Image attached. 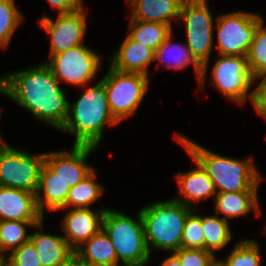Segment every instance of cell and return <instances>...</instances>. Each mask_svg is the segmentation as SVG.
Returning a JSON list of instances; mask_svg holds the SVG:
<instances>
[{
  "instance_id": "obj_1",
  "label": "cell",
  "mask_w": 266,
  "mask_h": 266,
  "mask_svg": "<svg viewBox=\"0 0 266 266\" xmlns=\"http://www.w3.org/2000/svg\"><path fill=\"white\" fill-rule=\"evenodd\" d=\"M58 82L44 63L0 78V93L60 130L68 115L69 102Z\"/></svg>"
},
{
  "instance_id": "obj_2",
  "label": "cell",
  "mask_w": 266,
  "mask_h": 266,
  "mask_svg": "<svg viewBox=\"0 0 266 266\" xmlns=\"http://www.w3.org/2000/svg\"><path fill=\"white\" fill-rule=\"evenodd\" d=\"M176 140L208 174L217 193L257 192V186L262 179L252 159L240 161L221 156L179 134H176Z\"/></svg>"
},
{
  "instance_id": "obj_3",
  "label": "cell",
  "mask_w": 266,
  "mask_h": 266,
  "mask_svg": "<svg viewBox=\"0 0 266 266\" xmlns=\"http://www.w3.org/2000/svg\"><path fill=\"white\" fill-rule=\"evenodd\" d=\"M106 122L119 123L110 112L105 85L99 81L83 92L72 106L68 104V115L60 131L75 134L74 145L97 147Z\"/></svg>"
},
{
  "instance_id": "obj_4",
  "label": "cell",
  "mask_w": 266,
  "mask_h": 266,
  "mask_svg": "<svg viewBox=\"0 0 266 266\" xmlns=\"http://www.w3.org/2000/svg\"><path fill=\"white\" fill-rule=\"evenodd\" d=\"M191 208L194 207L172 199L157 201L140 210L149 252L151 246L172 252L181 248L184 225Z\"/></svg>"
},
{
  "instance_id": "obj_5",
  "label": "cell",
  "mask_w": 266,
  "mask_h": 266,
  "mask_svg": "<svg viewBox=\"0 0 266 266\" xmlns=\"http://www.w3.org/2000/svg\"><path fill=\"white\" fill-rule=\"evenodd\" d=\"M137 220L112 209H106L103 216L102 229L115 248L118 262L124 266H143L150 260L140 211Z\"/></svg>"
},
{
  "instance_id": "obj_6",
  "label": "cell",
  "mask_w": 266,
  "mask_h": 266,
  "mask_svg": "<svg viewBox=\"0 0 266 266\" xmlns=\"http://www.w3.org/2000/svg\"><path fill=\"white\" fill-rule=\"evenodd\" d=\"M101 81L105 85L110 112L118 122L135 113L149 84L146 75L121 72L111 66Z\"/></svg>"
},
{
  "instance_id": "obj_7",
  "label": "cell",
  "mask_w": 266,
  "mask_h": 266,
  "mask_svg": "<svg viewBox=\"0 0 266 266\" xmlns=\"http://www.w3.org/2000/svg\"><path fill=\"white\" fill-rule=\"evenodd\" d=\"M186 23L187 47L202 66L199 84L205 83L209 54L213 46V19L206 0H184L180 18Z\"/></svg>"
},
{
  "instance_id": "obj_8",
  "label": "cell",
  "mask_w": 266,
  "mask_h": 266,
  "mask_svg": "<svg viewBox=\"0 0 266 266\" xmlns=\"http://www.w3.org/2000/svg\"><path fill=\"white\" fill-rule=\"evenodd\" d=\"M45 153L37 156L7 146L0 153V186L37 192Z\"/></svg>"
},
{
  "instance_id": "obj_9",
  "label": "cell",
  "mask_w": 266,
  "mask_h": 266,
  "mask_svg": "<svg viewBox=\"0 0 266 266\" xmlns=\"http://www.w3.org/2000/svg\"><path fill=\"white\" fill-rule=\"evenodd\" d=\"M261 19L259 15L248 12H233L218 16L219 54L247 56Z\"/></svg>"
},
{
  "instance_id": "obj_10",
  "label": "cell",
  "mask_w": 266,
  "mask_h": 266,
  "mask_svg": "<svg viewBox=\"0 0 266 266\" xmlns=\"http://www.w3.org/2000/svg\"><path fill=\"white\" fill-rule=\"evenodd\" d=\"M45 63L59 82L84 85L97 74L100 56L83 44L50 56ZM61 79V80H60Z\"/></svg>"
},
{
  "instance_id": "obj_11",
  "label": "cell",
  "mask_w": 266,
  "mask_h": 266,
  "mask_svg": "<svg viewBox=\"0 0 266 266\" xmlns=\"http://www.w3.org/2000/svg\"><path fill=\"white\" fill-rule=\"evenodd\" d=\"M212 83L230 100L244 103L249 97L251 101L252 93L248 94V90L253 85V76L247 56L220 55L213 66Z\"/></svg>"
},
{
  "instance_id": "obj_12",
  "label": "cell",
  "mask_w": 266,
  "mask_h": 266,
  "mask_svg": "<svg viewBox=\"0 0 266 266\" xmlns=\"http://www.w3.org/2000/svg\"><path fill=\"white\" fill-rule=\"evenodd\" d=\"M83 11L82 8L75 12L58 14L55 22L48 16H42L40 25L51 36L50 56L83 44L86 29Z\"/></svg>"
},
{
  "instance_id": "obj_13",
  "label": "cell",
  "mask_w": 266,
  "mask_h": 266,
  "mask_svg": "<svg viewBox=\"0 0 266 266\" xmlns=\"http://www.w3.org/2000/svg\"><path fill=\"white\" fill-rule=\"evenodd\" d=\"M96 147L74 145L70 152L45 153V165L70 188L74 187L94 169L87 164L86 158Z\"/></svg>"
},
{
  "instance_id": "obj_14",
  "label": "cell",
  "mask_w": 266,
  "mask_h": 266,
  "mask_svg": "<svg viewBox=\"0 0 266 266\" xmlns=\"http://www.w3.org/2000/svg\"><path fill=\"white\" fill-rule=\"evenodd\" d=\"M43 215L36 204V194L0 186V221L41 222Z\"/></svg>"
},
{
  "instance_id": "obj_15",
  "label": "cell",
  "mask_w": 266,
  "mask_h": 266,
  "mask_svg": "<svg viewBox=\"0 0 266 266\" xmlns=\"http://www.w3.org/2000/svg\"><path fill=\"white\" fill-rule=\"evenodd\" d=\"M105 210L102 208L94 213L89 208H72L67 212L62 232L65 231L64 238L74 251L102 229Z\"/></svg>"
},
{
  "instance_id": "obj_16",
  "label": "cell",
  "mask_w": 266,
  "mask_h": 266,
  "mask_svg": "<svg viewBox=\"0 0 266 266\" xmlns=\"http://www.w3.org/2000/svg\"><path fill=\"white\" fill-rule=\"evenodd\" d=\"M151 61H155V52L128 35L115 52L110 66L121 72L148 76L147 69Z\"/></svg>"
},
{
  "instance_id": "obj_17",
  "label": "cell",
  "mask_w": 266,
  "mask_h": 266,
  "mask_svg": "<svg viewBox=\"0 0 266 266\" xmlns=\"http://www.w3.org/2000/svg\"><path fill=\"white\" fill-rule=\"evenodd\" d=\"M134 7L131 19L160 22L171 26V19L180 18L184 0H128Z\"/></svg>"
},
{
  "instance_id": "obj_18",
  "label": "cell",
  "mask_w": 266,
  "mask_h": 266,
  "mask_svg": "<svg viewBox=\"0 0 266 266\" xmlns=\"http://www.w3.org/2000/svg\"><path fill=\"white\" fill-rule=\"evenodd\" d=\"M44 192V198L40 195ZM69 185L60 180L45 164L42 166L40 173L39 186L36 192V204L39 212L43 215L44 206L49 211L62 209L66 203Z\"/></svg>"
},
{
  "instance_id": "obj_19",
  "label": "cell",
  "mask_w": 266,
  "mask_h": 266,
  "mask_svg": "<svg viewBox=\"0 0 266 266\" xmlns=\"http://www.w3.org/2000/svg\"><path fill=\"white\" fill-rule=\"evenodd\" d=\"M30 240L35 245L41 266H63L74 253L64 237L34 232Z\"/></svg>"
},
{
  "instance_id": "obj_20",
  "label": "cell",
  "mask_w": 266,
  "mask_h": 266,
  "mask_svg": "<svg viewBox=\"0 0 266 266\" xmlns=\"http://www.w3.org/2000/svg\"><path fill=\"white\" fill-rule=\"evenodd\" d=\"M197 168L188 173H178L177 183L179 185L180 194L186 198V201L181 198L175 199L186 206H190L188 201H200L215 196L217 193L214 183L203 168L197 164Z\"/></svg>"
},
{
  "instance_id": "obj_21",
  "label": "cell",
  "mask_w": 266,
  "mask_h": 266,
  "mask_svg": "<svg viewBox=\"0 0 266 266\" xmlns=\"http://www.w3.org/2000/svg\"><path fill=\"white\" fill-rule=\"evenodd\" d=\"M83 244L74 252L92 266H119L115 248L103 229Z\"/></svg>"
},
{
  "instance_id": "obj_22",
  "label": "cell",
  "mask_w": 266,
  "mask_h": 266,
  "mask_svg": "<svg viewBox=\"0 0 266 266\" xmlns=\"http://www.w3.org/2000/svg\"><path fill=\"white\" fill-rule=\"evenodd\" d=\"M215 196L216 213L225 214L222 217L225 220H228V217L245 215L252 208L260 215L257 192H218Z\"/></svg>"
},
{
  "instance_id": "obj_23",
  "label": "cell",
  "mask_w": 266,
  "mask_h": 266,
  "mask_svg": "<svg viewBox=\"0 0 266 266\" xmlns=\"http://www.w3.org/2000/svg\"><path fill=\"white\" fill-rule=\"evenodd\" d=\"M129 36L154 52L171 34V26L160 22L134 20L130 18Z\"/></svg>"
},
{
  "instance_id": "obj_24",
  "label": "cell",
  "mask_w": 266,
  "mask_h": 266,
  "mask_svg": "<svg viewBox=\"0 0 266 266\" xmlns=\"http://www.w3.org/2000/svg\"><path fill=\"white\" fill-rule=\"evenodd\" d=\"M204 234V250L213 253L220 250L232 239L228 220L218 216L201 217Z\"/></svg>"
},
{
  "instance_id": "obj_25",
  "label": "cell",
  "mask_w": 266,
  "mask_h": 266,
  "mask_svg": "<svg viewBox=\"0 0 266 266\" xmlns=\"http://www.w3.org/2000/svg\"><path fill=\"white\" fill-rule=\"evenodd\" d=\"M41 222L25 221H0V260L5 258L4 251H14L30 240V234L26 235V225L42 228Z\"/></svg>"
},
{
  "instance_id": "obj_26",
  "label": "cell",
  "mask_w": 266,
  "mask_h": 266,
  "mask_svg": "<svg viewBox=\"0 0 266 266\" xmlns=\"http://www.w3.org/2000/svg\"><path fill=\"white\" fill-rule=\"evenodd\" d=\"M96 175L94 170L82 181L70 188L66 203L62 208L74 206L75 209L89 208L102 194L103 187L95 181Z\"/></svg>"
},
{
  "instance_id": "obj_27",
  "label": "cell",
  "mask_w": 266,
  "mask_h": 266,
  "mask_svg": "<svg viewBox=\"0 0 266 266\" xmlns=\"http://www.w3.org/2000/svg\"><path fill=\"white\" fill-rule=\"evenodd\" d=\"M171 38L172 33L166 38L164 43L155 51V60H161L166 63V68L168 69H170L171 67L181 69L191 63L194 66V70L197 75V80L199 81L202 66L194 59L187 46H181L179 44L174 45L171 43ZM167 52L168 54L170 53V57L173 59L172 61H174V63L171 62L172 64H169L168 61L165 60Z\"/></svg>"
},
{
  "instance_id": "obj_28",
  "label": "cell",
  "mask_w": 266,
  "mask_h": 266,
  "mask_svg": "<svg viewBox=\"0 0 266 266\" xmlns=\"http://www.w3.org/2000/svg\"><path fill=\"white\" fill-rule=\"evenodd\" d=\"M247 62L253 78L266 74V27H263V19L255 31Z\"/></svg>"
},
{
  "instance_id": "obj_29",
  "label": "cell",
  "mask_w": 266,
  "mask_h": 266,
  "mask_svg": "<svg viewBox=\"0 0 266 266\" xmlns=\"http://www.w3.org/2000/svg\"><path fill=\"white\" fill-rule=\"evenodd\" d=\"M23 16L14 0H0V47H7Z\"/></svg>"
},
{
  "instance_id": "obj_30",
  "label": "cell",
  "mask_w": 266,
  "mask_h": 266,
  "mask_svg": "<svg viewBox=\"0 0 266 266\" xmlns=\"http://www.w3.org/2000/svg\"><path fill=\"white\" fill-rule=\"evenodd\" d=\"M259 246L255 241L242 240L223 261L226 266H260Z\"/></svg>"
},
{
  "instance_id": "obj_31",
  "label": "cell",
  "mask_w": 266,
  "mask_h": 266,
  "mask_svg": "<svg viewBox=\"0 0 266 266\" xmlns=\"http://www.w3.org/2000/svg\"><path fill=\"white\" fill-rule=\"evenodd\" d=\"M195 208L188 213L182 240L181 248L204 249V234L201 226V216L193 212Z\"/></svg>"
},
{
  "instance_id": "obj_32",
  "label": "cell",
  "mask_w": 266,
  "mask_h": 266,
  "mask_svg": "<svg viewBox=\"0 0 266 266\" xmlns=\"http://www.w3.org/2000/svg\"><path fill=\"white\" fill-rule=\"evenodd\" d=\"M9 266H41L35 245L31 240L25 242L3 259Z\"/></svg>"
},
{
  "instance_id": "obj_33",
  "label": "cell",
  "mask_w": 266,
  "mask_h": 266,
  "mask_svg": "<svg viewBox=\"0 0 266 266\" xmlns=\"http://www.w3.org/2000/svg\"><path fill=\"white\" fill-rule=\"evenodd\" d=\"M173 254L181 266H209L215 259L214 253L204 249L180 248Z\"/></svg>"
},
{
  "instance_id": "obj_34",
  "label": "cell",
  "mask_w": 266,
  "mask_h": 266,
  "mask_svg": "<svg viewBox=\"0 0 266 266\" xmlns=\"http://www.w3.org/2000/svg\"><path fill=\"white\" fill-rule=\"evenodd\" d=\"M262 78L260 84L252 91L251 103L253 104L257 113L266 118V74L253 78Z\"/></svg>"
},
{
  "instance_id": "obj_35",
  "label": "cell",
  "mask_w": 266,
  "mask_h": 266,
  "mask_svg": "<svg viewBox=\"0 0 266 266\" xmlns=\"http://www.w3.org/2000/svg\"><path fill=\"white\" fill-rule=\"evenodd\" d=\"M53 8L61 13H71L82 9V0H48Z\"/></svg>"
},
{
  "instance_id": "obj_36",
  "label": "cell",
  "mask_w": 266,
  "mask_h": 266,
  "mask_svg": "<svg viewBox=\"0 0 266 266\" xmlns=\"http://www.w3.org/2000/svg\"><path fill=\"white\" fill-rule=\"evenodd\" d=\"M63 266H92L86 260L82 259L76 252H74Z\"/></svg>"
},
{
  "instance_id": "obj_37",
  "label": "cell",
  "mask_w": 266,
  "mask_h": 266,
  "mask_svg": "<svg viewBox=\"0 0 266 266\" xmlns=\"http://www.w3.org/2000/svg\"><path fill=\"white\" fill-rule=\"evenodd\" d=\"M161 266H181L178 258L172 254V256L166 258Z\"/></svg>"
},
{
  "instance_id": "obj_38",
  "label": "cell",
  "mask_w": 266,
  "mask_h": 266,
  "mask_svg": "<svg viewBox=\"0 0 266 266\" xmlns=\"http://www.w3.org/2000/svg\"><path fill=\"white\" fill-rule=\"evenodd\" d=\"M209 266H226L223 261L216 260V258L210 263Z\"/></svg>"
},
{
  "instance_id": "obj_39",
  "label": "cell",
  "mask_w": 266,
  "mask_h": 266,
  "mask_svg": "<svg viewBox=\"0 0 266 266\" xmlns=\"http://www.w3.org/2000/svg\"><path fill=\"white\" fill-rule=\"evenodd\" d=\"M8 145L3 142V139L0 136V153L7 147Z\"/></svg>"
},
{
  "instance_id": "obj_40",
  "label": "cell",
  "mask_w": 266,
  "mask_h": 266,
  "mask_svg": "<svg viewBox=\"0 0 266 266\" xmlns=\"http://www.w3.org/2000/svg\"><path fill=\"white\" fill-rule=\"evenodd\" d=\"M0 266H4V260H0Z\"/></svg>"
}]
</instances>
